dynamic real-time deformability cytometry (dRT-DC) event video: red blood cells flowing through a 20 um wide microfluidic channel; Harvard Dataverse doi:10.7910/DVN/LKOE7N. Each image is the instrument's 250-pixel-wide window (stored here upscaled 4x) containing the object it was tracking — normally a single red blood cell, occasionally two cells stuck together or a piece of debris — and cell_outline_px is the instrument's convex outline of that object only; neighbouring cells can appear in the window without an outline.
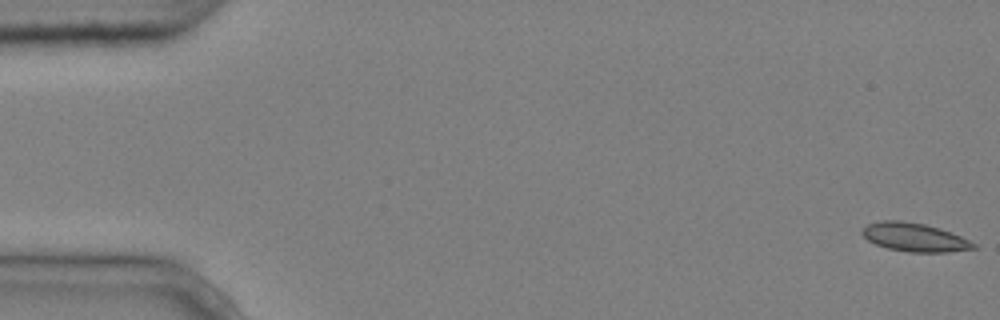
{"species": "common noctule bat (a hibernating species)", "species_latin": "Nyctalus noctula", "temperature_condition": "cold", "stored_images_in_passage": 5, "camera_frame_rate_fps": 3000, "um_per_image_px": 0.085, "animal": {"sex": "male", "body_mass_g": 20.4}, "frame": {"image": 1, "passage_image": 1, "time_ms": 0.0, "image_size_px": [1000, 320], "cell_outline_px": [[976, 248], [948, 252], [908, 252], [888, 248], [876, 244], [868, 240], [860, 232], [868, 224], [880, 220], [900, 220], [924, 224], [940, 228], [960, 236], [976, 244]], "centroid_in_image_um": [77.72, 20.16], "position_along_channel_um": 7.3, "area_um2": 18.38}}